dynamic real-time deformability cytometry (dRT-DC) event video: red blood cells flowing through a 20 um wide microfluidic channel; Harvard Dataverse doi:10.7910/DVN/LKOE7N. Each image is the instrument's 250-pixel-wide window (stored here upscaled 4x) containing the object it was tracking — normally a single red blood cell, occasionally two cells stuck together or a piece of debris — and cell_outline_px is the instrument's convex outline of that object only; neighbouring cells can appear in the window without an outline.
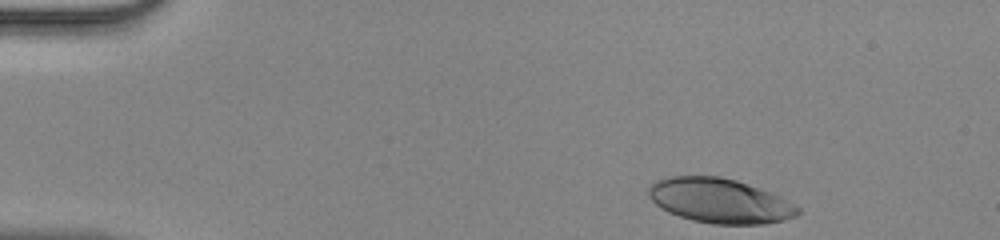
{"species": "human", "species_latin": "Homo sapiens", "temperature_condition": "room temperature", "stored_images_in_passage": 17, "camera_frame_rate_fps": 3000, "um_per_image_px": 0.085, "donor": {"sex": "male"}, "frame": {"image": 1, "passage_image": 1, "time_ms": 0.0, "image_size_px": [1000, 240], "cell_outline_px": [[800, 212], [796, 216], [784, 220], [764, 224], [712, 224], [692, 220], [668, 212], [660, 208], [648, 196], [648, 188], [656, 180], [668, 176], [720, 176], [736, 180], [748, 184], [780, 196], [800, 208]], "centroid_in_image_um": [61.16, 17.06], "position_along_channel_um": 23.8, "area_um2": 38.84}}
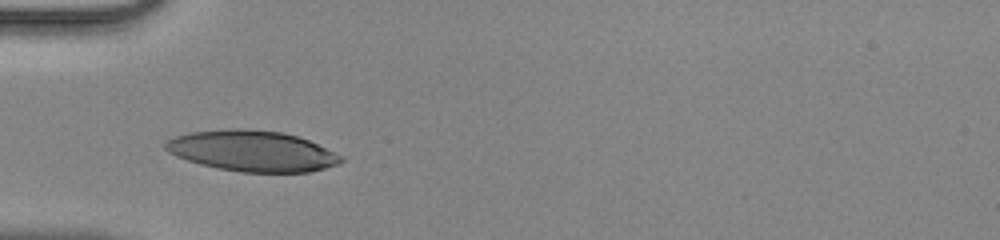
{"frame": {"image": 2, "passage_image": 10, "time_ms": 3.0, "image_size_px": [1000, 240], "cell_outline_px": [[344, 160], [340, 164], [308, 172], [240, 172], [200, 164], [176, 156], [168, 152], [164, 148], [164, 144], [168, 140], [176, 136], [188, 132], [232, 128], [244, 128], [284, 132], [308, 140], [344, 156]], "centroid_in_image_um": [21.45, 12.82], "position_along_channel_um": 63.6, "area_um2": 41.79}}
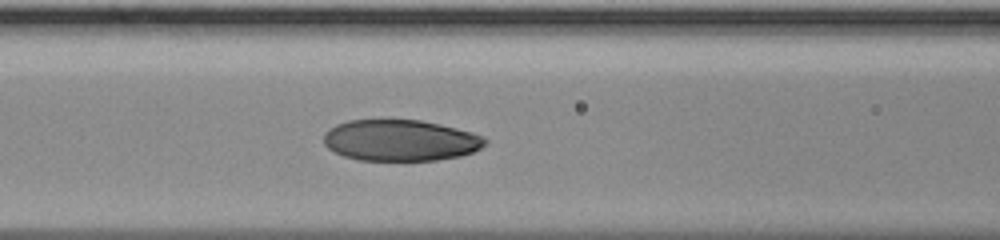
{"frame": {"image": 3, "passage_image": 15, "time_ms": 4.667, "image_size_px": [1000, 240], "cell_outline_px": [[488, 140], [480, 148], [472, 152], [460, 156], [436, 160], [360, 160], [344, 156], [328, 148], [324, 144], [324, 132], [336, 124], [348, 120], [420, 120], [440, 124], [472, 132], [484, 136]], "centroid_in_image_um": [34.03, 11.92], "position_along_channel_um": 132.6, "area_um2": 38.73}}